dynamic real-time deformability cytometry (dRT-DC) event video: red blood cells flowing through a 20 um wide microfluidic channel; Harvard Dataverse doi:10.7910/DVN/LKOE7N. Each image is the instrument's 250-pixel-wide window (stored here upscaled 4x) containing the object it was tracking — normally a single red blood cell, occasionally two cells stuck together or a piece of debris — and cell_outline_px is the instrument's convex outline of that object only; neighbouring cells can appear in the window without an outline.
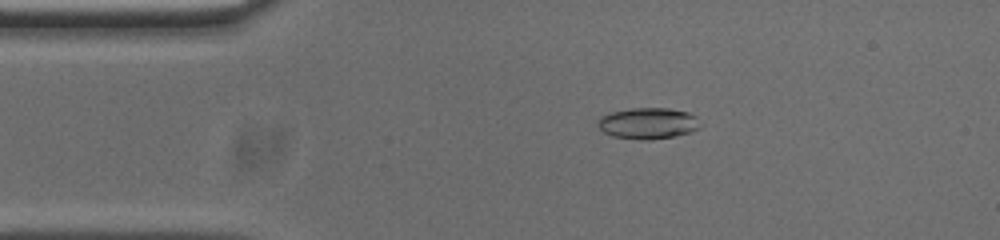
{"species": "common noctule bat (a hibernating species)", "species_latin": "Nyctalus noctula", "temperature_condition": "cold", "stored_images_in_passage": 53, "camera_frame_rate_fps": 3000, "um_per_image_px": 0.085, "animal": {"sex": "male", "body_mass_g": 20.0, "forearm_length_mm": 53.3}, "frame": {"image": 1, "passage_image": 9, "time_ms": 2.667, "image_size_px": [1000, 240], "cell_outline_px": [[704, 124], [700, 128], [692, 132], [652, 140], [640, 140], [612, 136], [604, 132], [596, 124], [596, 120], [600, 116], [608, 112], [632, 108], [668, 108], [688, 112], [696, 116]], "centroid_in_image_um": [55.09, 10.48], "position_along_channel_um": 29.9, "area_um2": 19.07}}
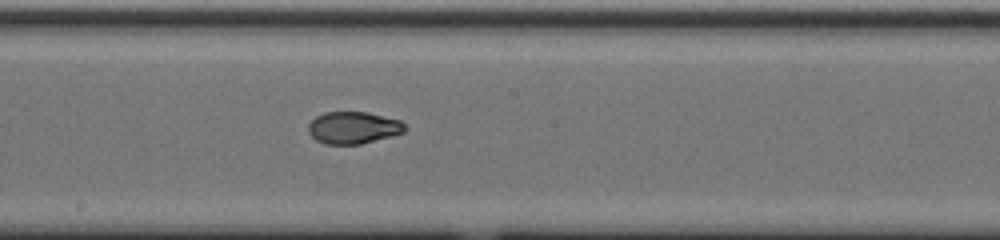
{"frame": {"image": 2, "passage_image": 27, "time_ms": 8.667, "image_size_px": [1000, 240], "cell_outline_px": [[408, 128], [404, 132], [360, 144], [324, 144], [316, 140], [308, 132], [308, 124], [316, 116], [324, 112], [368, 112], [400, 120]], "centroid_in_image_um": [30.01, 10.85], "position_along_channel_um": 218.2, "area_um2": 18.03}}
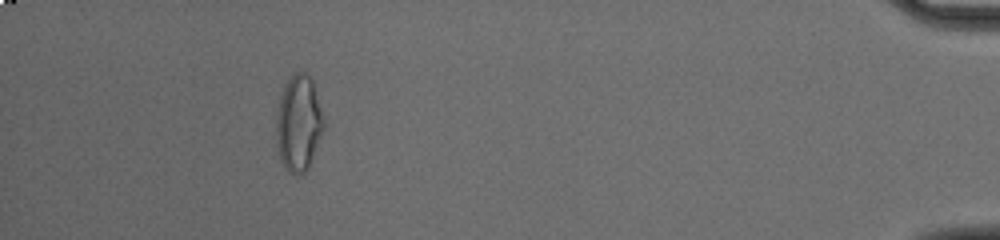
{"frame": {"image": 3, "passage_image": 48, "time_ms": 15.667, "image_size_px": [1000, 240], "cell_outline_px": [[324, 128], [308, 168], [304, 172], [296, 176], [288, 172], [280, 160], [276, 140], [276, 112], [280, 96], [284, 84], [292, 72], [304, 72], [312, 80], [324, 120]], "centroid_in_image_um": [25.35, 10.47], "position_along_channel_um": 409.8, "area_um2": 26.65}, "authors_computed_cell_mechanics": {"area_um2": 18.8428, "velocity_mm_per_s": 3.745, "shape_relaxation_time_tau1_ms": null, "shape_relaxation_time_tau2_ms": 1.618, "deformation_change_tau1": null, "deformation_change_tau2": 0.0579}}